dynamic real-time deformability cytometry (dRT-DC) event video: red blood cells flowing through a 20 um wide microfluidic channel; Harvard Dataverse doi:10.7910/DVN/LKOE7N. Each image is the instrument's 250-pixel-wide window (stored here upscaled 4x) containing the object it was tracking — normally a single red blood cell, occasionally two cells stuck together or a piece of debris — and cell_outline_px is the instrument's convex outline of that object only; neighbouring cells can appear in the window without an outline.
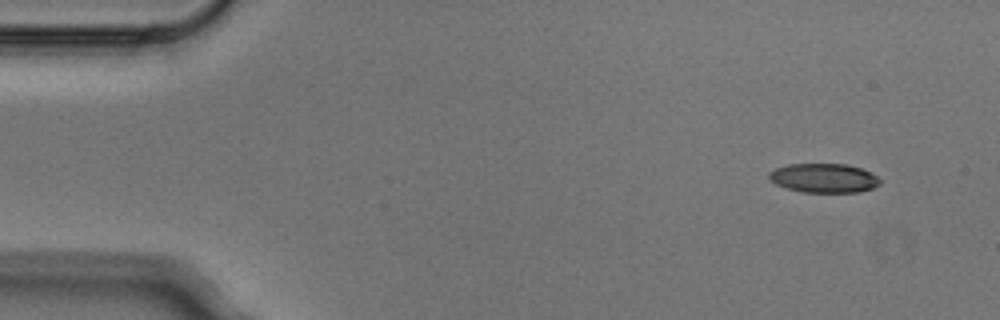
{"species": "Egyptian fruit bat (a non-hibernating species)", "species_latin": "Rousettus aegyptiacus", "temperature_condition": "cold", "stored_images_in_passage": 3, "camera_frame_rate_fps": 3000, "um_per_image_px": 0.085, "animal": {"sex": "male"}, "frame": {"image": 1, "passage_image": 1, "time_ms": 0.0, "image_size_px": [1000, 320], "cell_outline_px": [[880, 184], [872, 188], [860, 192], [800, 192], [776, 184], [768, 176], [768, 172], [776, 168], [788, 164], [848, 164], [860, 168], [876, 176], [880, 180]], "centroid_in_image_um": [70.02, 15.13], "position_along_channel_um": 15.0, "area_um2": 18.73}}
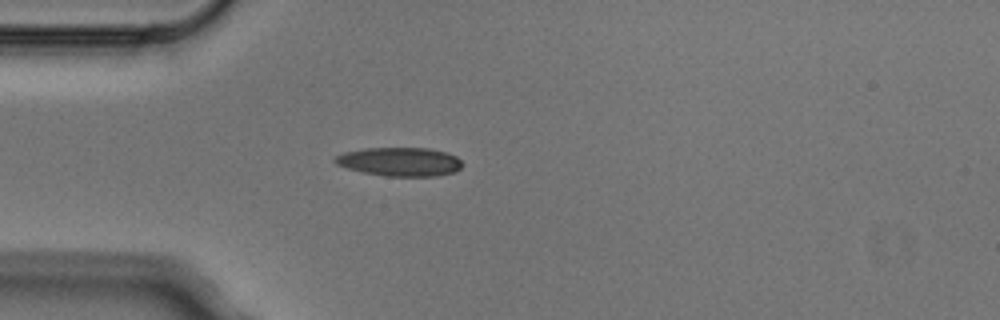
{"frame": {"image": 2, "passage_image": 3, "time_ms": 0.667, "image_size_px": [1000, 320], "cell_outline_px": [[464, 164], [456, 172], [436, 176], [384, 176], [364, 172], [348, 168], [336, 164], [332, 160], [336, 156], [344, 152], [364, 148], [428, 148], [444, 152], [456, 156]], "centroid_in_image_um": [33.99, 13.75], "position_along_channel_um": 51.0, "area_um2": 21.33}}